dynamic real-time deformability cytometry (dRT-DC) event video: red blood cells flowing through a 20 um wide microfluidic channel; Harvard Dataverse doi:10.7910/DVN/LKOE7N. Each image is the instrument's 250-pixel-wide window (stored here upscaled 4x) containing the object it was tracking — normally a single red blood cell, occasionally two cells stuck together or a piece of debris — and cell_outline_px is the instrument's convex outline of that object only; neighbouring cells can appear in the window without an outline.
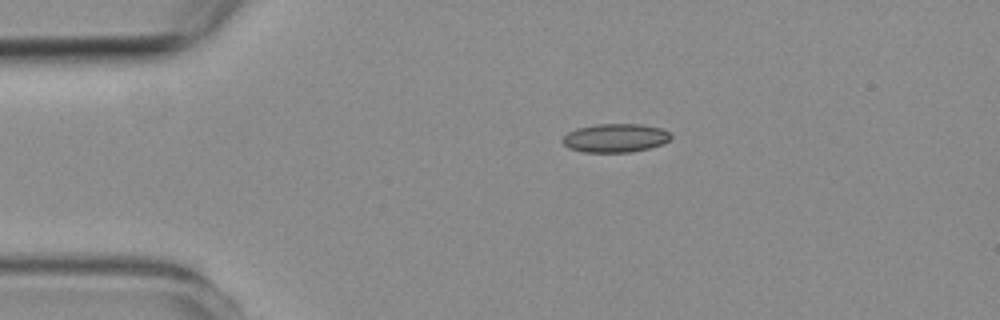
{"species": "common noctule bat (a hibernating species)", "species_latin": "Nyctalus noctula", "temperature_condition": "room temperature", "stored_images_in_passage": 3, "camera_frame_rate_fps": 3000, "um_per_image_px": 0.085, "animal": {"sex": "female", "body_mass_g": 19.3, "forearm_length_mm": 54.1}, "frame": {"image": 1, "passage_image": 1, "time_ms": 0.0, "image_size_px": [1000, 320], "cell_outline_px": [[672, 136], [664, 144], [632, 152], [584, 152], [568, 148], [560, 140], [568, 132], [576, 128], [596, 124], [640, 124], [664, 128]], "centroid_in_image_um": [52.3, 11.72], "position_along_channel_um": 32.7, "area_um2": 18.21}}
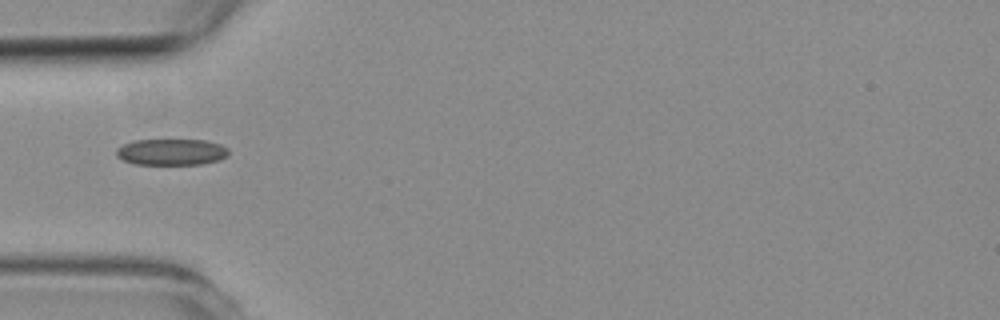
{"frame": {"image": 2, "passage_image": 3, "time_ms": 2.0, "image_size_px": [1000, 320], "cell_outline_px": [[228, 156], [220, 160], [200, 164], [136, 164], [124, 160], [116, 156], [116, 148], [132, 140], [204, 140], [220, 144], [228, 148]], "centroid_in_image_um": [14.58, 12.91], "position_along_channel_um": 70.4, "area_um2": 17.22}}